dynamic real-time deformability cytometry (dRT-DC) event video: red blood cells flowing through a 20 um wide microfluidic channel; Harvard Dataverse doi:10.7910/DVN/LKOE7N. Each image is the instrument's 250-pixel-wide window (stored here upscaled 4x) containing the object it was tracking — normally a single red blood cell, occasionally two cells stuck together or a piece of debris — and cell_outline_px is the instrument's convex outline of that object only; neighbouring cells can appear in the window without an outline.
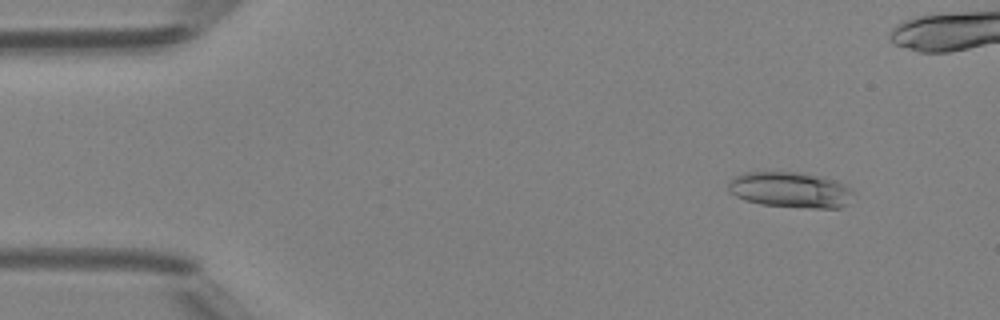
{"species": "Egyptian fruit bat (a non-hibernating species)", "species_latin": "Rousettus aegyptiacus", "temperature_condition": "room temperature", "stored_images_in_passage": 46, "camera_frame_rate_fps": 3000, "um_per_image_px": 0.085, "animal": {"sex": "female"}, "frame": {"image": 1, "passage_image": 2, "time_ms": 0.333, "image_size_px": [1000, 320], "cell_outline_px": [[852, 192], [844, 204], [840, 208], [812, 208], [760, 204], [744, 200], [728, 192], [728, 180], [732, 176], [744, 172], [804, 172], [824, 176], [836, 180], [844, 184]], "centroid_in_image_um": [67.1, 16.11], "position_along_channel_um": 17.9, "area_um2": 26.13}}
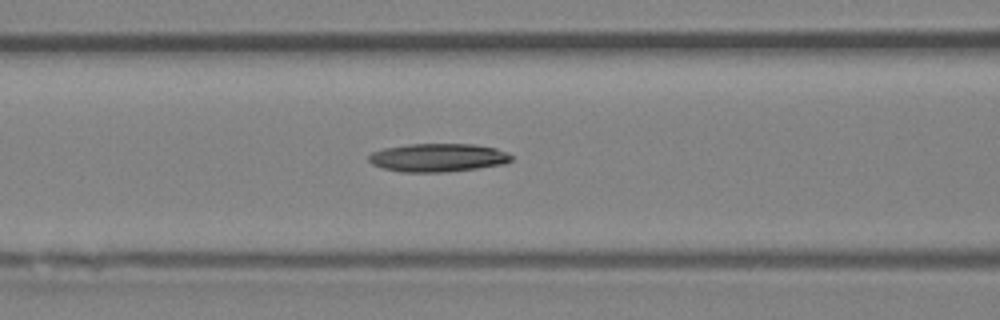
{"frame": {"image": 2, "passage_image": 17, "time_ms": 5.333, "image_size_px": [1000, 320], "cell_outline_px": [[512, 160], [504, 164], [448, 172], [400, 172], [384, 168], [372, 164], [368, 160], [368, 156], [372, 152], [384, 148], [408, 144], [476, 144], [496, 148], [508, 152], [512, 156]], "centroid_in_image_um": [37.24, 13.39], "position_along_channel_um": 129.4, "area_um2": 23.64}}
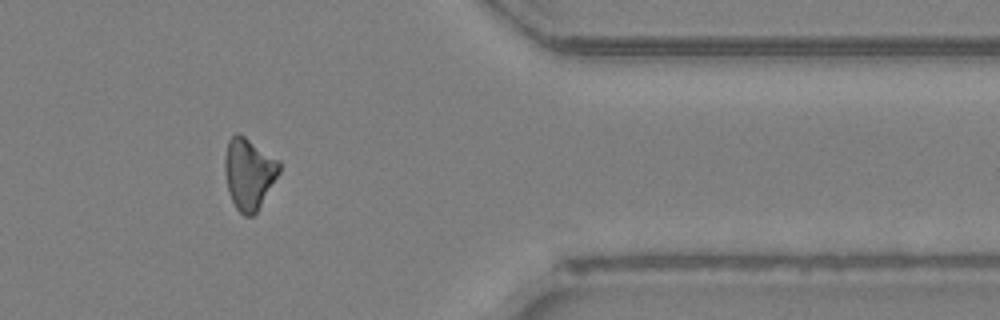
{"frame": {"image": 3, "passage_image": 37, "time_ms": 12.0, "image_size_px": [1000, 320], "cell_outline_px": [[280, 172], [256, 212], [252, 216], [244, 216], [236, 208], [228, 192], [224, 172], [224, 156], [228, 140], [236, 132], [244, 136], [280, 160]], "centroid_in_image_um": [21.14, 14.73], "position_along_channel_um": 390.3, "area_um2": 22.66}, "authors_computed_cell_mechanics": {"area_um2": 22.8599, "velocity_mm_per_s": 4.2211, "shape_relaxation_time_tau1_ms": 3.4888, "shape_relaxation_time_tau2_ms": null, "deformation_change_tau1": 0.0989, "deformation_change_tau2": null}}